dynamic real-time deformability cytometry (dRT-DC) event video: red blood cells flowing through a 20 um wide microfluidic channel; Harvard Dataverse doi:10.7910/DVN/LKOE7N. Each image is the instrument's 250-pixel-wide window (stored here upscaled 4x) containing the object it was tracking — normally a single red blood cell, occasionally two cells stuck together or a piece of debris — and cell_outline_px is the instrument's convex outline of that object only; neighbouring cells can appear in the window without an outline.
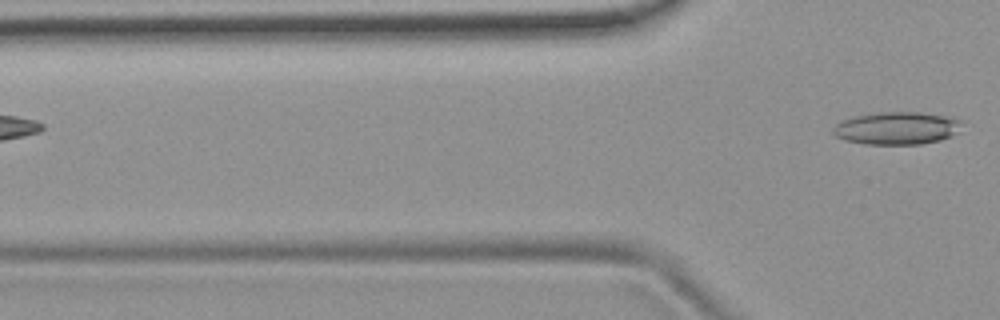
{"species": "common noctule bat (a hibernating species)", "species_latin": "Nyctalus noctula", "temperature_condition": "room temperature", "stored_images_in_passage": 3, "camera_frame_rate_fps": 3000, "um_per_image_px": 0.085, "animal": {"sex": "female", "body_mass_g": 19.9}, "frame": {"image": 1, "passage_image": 3, "time_ms": 2.333, "image_size_px": [1000, 320], "cell_outline_px": [[964, 120], [956, 132], [952, 136], [940, 140], [920, 144], [864, 144], [844, 140], [836, 136], [832, 132], [832, 128], [840, 120], [852, 116], [880, 112], [920, 112], [948, 116]], "centroid_in_image_um": [76.21, 10.88], "position_along_channel_um": 49.6, "area_um2": 24.74}}